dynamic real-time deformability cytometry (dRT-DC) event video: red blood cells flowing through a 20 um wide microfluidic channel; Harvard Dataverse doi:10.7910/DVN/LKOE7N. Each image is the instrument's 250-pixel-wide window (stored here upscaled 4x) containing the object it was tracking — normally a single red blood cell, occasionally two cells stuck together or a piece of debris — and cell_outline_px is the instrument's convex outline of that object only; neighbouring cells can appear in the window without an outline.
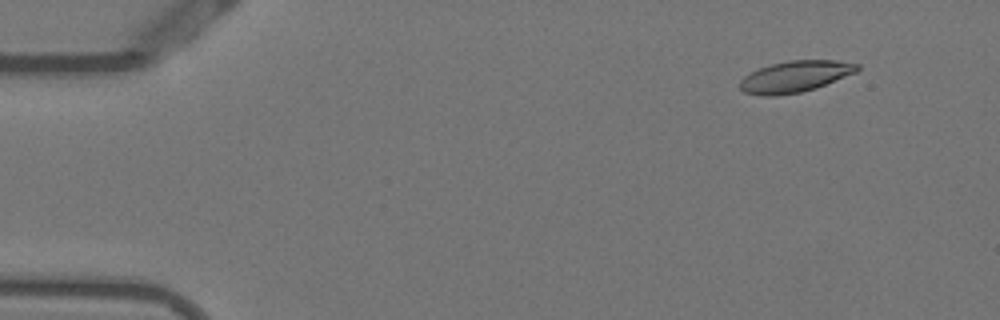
{"species": "Egyptian fruit bat (a non-hibernating species)", "species_latin": "Rousettus aegyptiacus", "temperature_condition": "warm", "stored_images_in_passage": 55, "camera_frame_rate_fps": 3000, "um_per_image_px": 0.085, "animal": {"sex": "female"}, "frame": {"image": 1, "passage_image": 6, "time_ms": 1.667, "image_size_px": [1000, 320], "cell_outline_px": [[860, 68], [856, 72], [816, 88], [800, 92], [776, 96], [760, 96], [744, 92], [740, 88], [740, 80], [744, 76], [760, 68], [772, 64], [788, 60], [836, 60], [860, 64]], "centroid_in_image_um": [67.59, 6.51], "position_along_channel_um": 17.4, "area_um2": 21.39}}
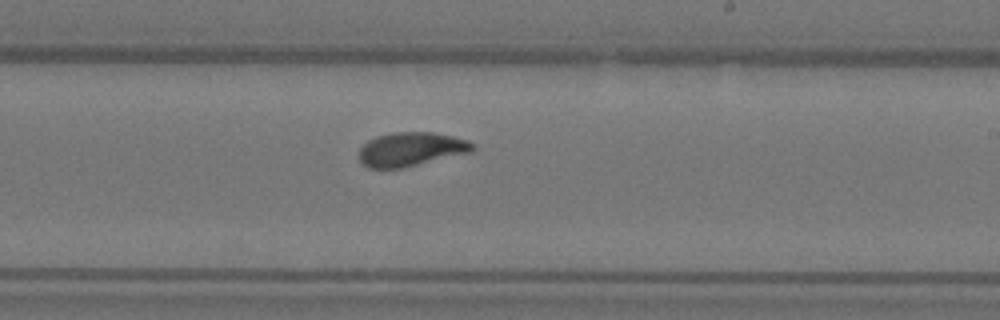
{"frame": {"image": 2, "passage_image": 33, "time_ms": 10.667, "image_size_px": [1000, 320], "cell_outline_px": [[476, 148], [472, 152], [400, 168], [368, 168], [360, 160], [360, 148], [368, 140], [376, 136], [396, 132], [432, 132], [452, 136], [468, 140], [476, 144]], "centroid_in_image_um": [34.97, 12.67], "position_along_channel_um": 254.0, "area_um2": 22.37}}
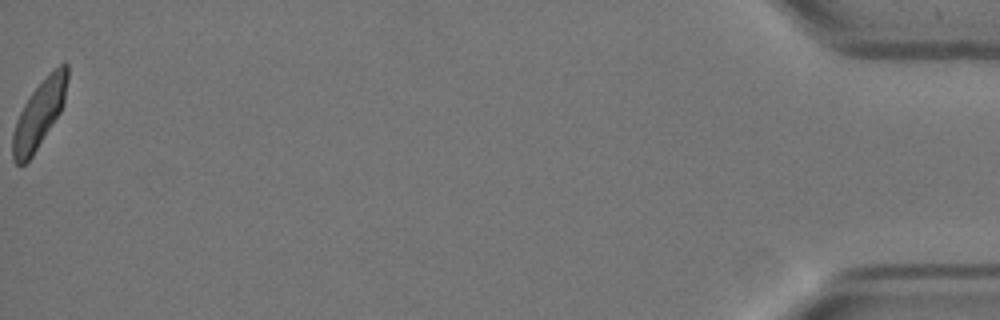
{"frame": {"image": 3, "passage_image": 55, "time_ms": 18.0, "image_size_px": [1000, 320], "cell_outline_px": [[68, 80], [64, 104], [60, 112], [32, 156], [24, 164], [16, 164], [12, 160], [12, 132], [16, 120], [24, 104], [32, 92], [48, 72], [60, 64], [68, 64]], "centroid_in_image_um": [3.33, 9.67], "position_along_channel_um": 431.9, "area_um2": 21.44}, "authors_computed_cell_mechanics": {"area_um2": 22.0218, "velocity_mm_per_s": 3.7755, "shape_relaxation_time_tau1_ms": 4.2209, "shape_relaxation_time_tau2_ms": 1.3525, "deformation_change_tau1": 0.1542, "deformation_change_tau2": 0.0648}}